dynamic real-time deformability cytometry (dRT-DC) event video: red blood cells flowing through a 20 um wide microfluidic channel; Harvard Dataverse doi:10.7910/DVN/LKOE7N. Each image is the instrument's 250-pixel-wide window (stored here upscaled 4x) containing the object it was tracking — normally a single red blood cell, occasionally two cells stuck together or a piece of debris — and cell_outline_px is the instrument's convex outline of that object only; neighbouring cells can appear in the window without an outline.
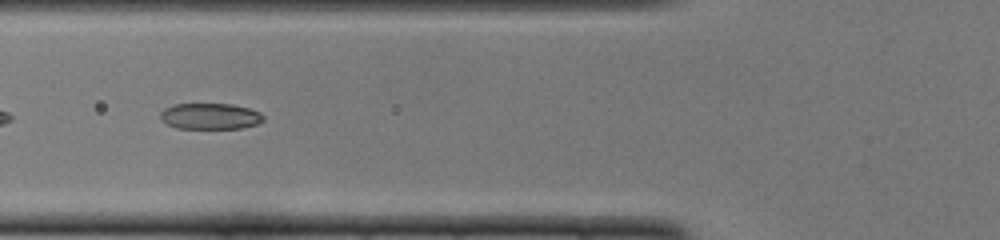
{"species": "common noctule bat (a hibernating species)", "species_latin": "Nyctalus noctula", "temperature_condition": "cold", "stored_images_in_passage": 12, "camera_frame_rate_fps": 3000, "um_per_image_px": 0.085, "animal": {"sex": "female", "body_mass_g": 22.0, "forearm_length_mm": 56.7}, "frame": {"image": 1, "passage_image": 9, "time_ms": 2.667, "image_size_px": [1000, 240], "cell_outline_px": [[264, 120], [256, 124], [240, 128], [176, 128], [168, 124], [160, 116], [160, 112], [164, 108], [172, 104], [232, 104], [248, 108], [260, 112], [264, 116]], "centroid_in_image_um": [17.87, 9.87], "position_along_channel_um": 107.9, "area_um2": 15.55}}